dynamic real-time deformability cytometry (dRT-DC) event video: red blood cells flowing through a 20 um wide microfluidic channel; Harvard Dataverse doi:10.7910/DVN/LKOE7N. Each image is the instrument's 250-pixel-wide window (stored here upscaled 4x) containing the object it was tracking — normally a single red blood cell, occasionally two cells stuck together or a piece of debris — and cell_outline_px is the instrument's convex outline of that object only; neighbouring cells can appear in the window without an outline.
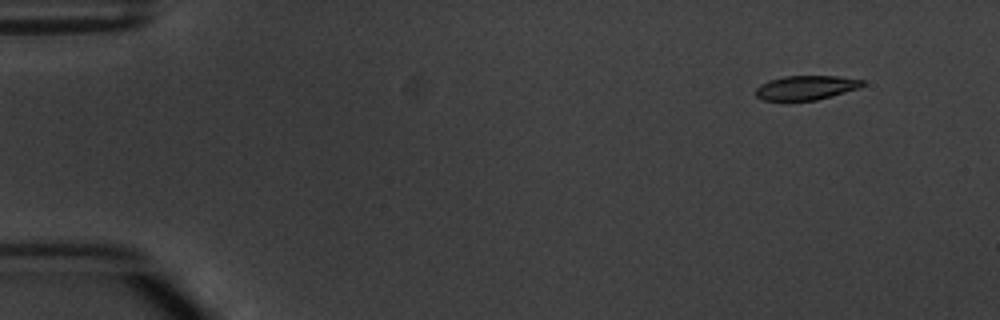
{"species": "common noctule bat (a hibernating species)", "species_latin": "Nyctalus noctula", "temperature_condition": "warm", "stored_images_in_passage": 6, "segment_of_instrument_passage": [1, 2], "camera_frame_rate_fps": 3000, "um_per_image_px": 0.085, "animal": {"sex": "male", "body_mass_g": 20.1, "forearm_length_mm": 53.5}, "frame": {"image": 1, "passage_image": 2, "time_ms": 1.0, "image_size_px": [1000, 320], "cell_outline_px": [[864, 84], [860, 88], [832, 96], [816, 100], [784, 104], [764, 100], [756, 96], [756, 88], [760, 84], [768, 80], [784, 76], [836, 76], [864, 80]], "centroid_in_image_um": [68.44, 7.5], "position_along_channel_um": 16.6, "area_um2": 15.84}}
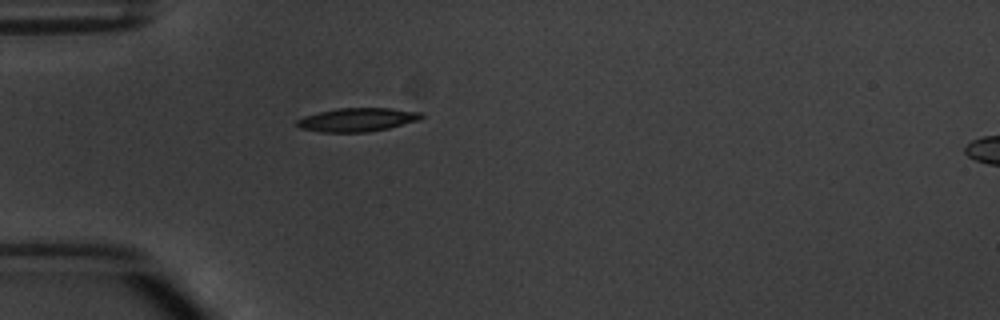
{"frame": {"image": 2, "passage_image": 5, "time_ms": 4.667, "image_size_px": [1000, 320], "cell_outline_px": [[424, 116], [420, 120], [388, 128], [368, 132], [320, 132], [300, 128], [296, 124], [296, 120], [304, 116], [320, 112], [340, 108], [388, 108], [424, 112]], "centroid_in_image_um": [30.4, 10.17], "position_along_channel_um": 54.6, "area_um2": 17.11}}